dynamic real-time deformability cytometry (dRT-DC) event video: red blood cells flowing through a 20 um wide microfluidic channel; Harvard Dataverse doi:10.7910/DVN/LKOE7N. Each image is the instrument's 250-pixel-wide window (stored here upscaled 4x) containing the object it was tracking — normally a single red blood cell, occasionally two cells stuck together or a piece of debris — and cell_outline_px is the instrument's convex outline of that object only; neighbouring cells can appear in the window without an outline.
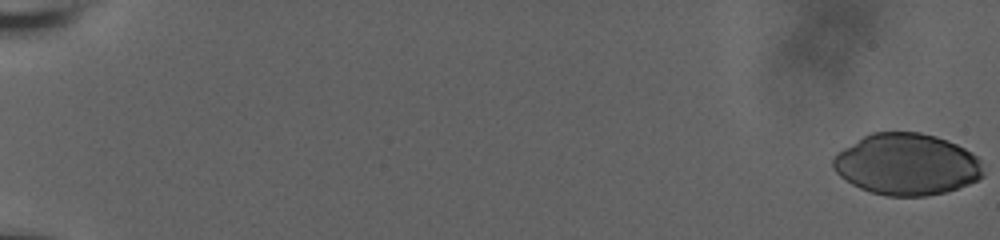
{"species": "human", "species_latin": "Homo sapiens", "temperature_condition": "room temperature", "stored_images_in_passage": 17, "camera_frame_rate_fps": 3000, "um_per_image_px": 0.085, "donor": {"sex": "male"}, "frame": {"image": 1, "passage_image": 1, "time_ms": 0.0, "image_size_px": [1000, 240], "cell_outline_px": [[984, 176], [968, 184], [944, 192], [924, 196], [888, 196], [872, 192], [860, 188], [852, 184], [840, 176], [836, 172], [832, 164], [832, 160], [836, 152], [864, 136], [872, 132], [920, 132], [936, 136], [956, 144], [972, 152], [980, 160], [984, 172]], "centroid_in_image_um": [77.06, 13.96], "position_along_channel_um": 7.9, "area_um2": 53.75}}
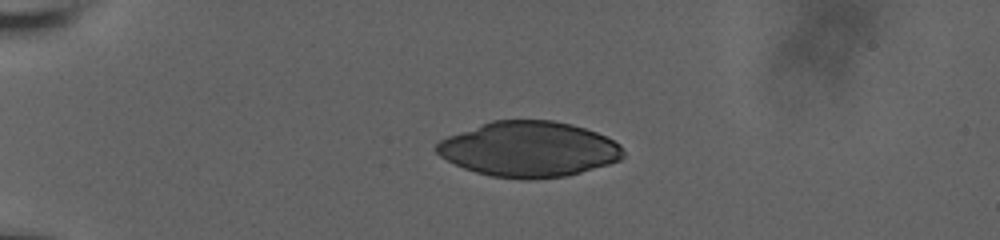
{"frame": {"image": 2, "passage_image": 10, "time_ms": 5.333, "image_size_px": [1000, 240], "cell_outline_px": [[624, 156], [620, 160], [608, 164], [568, 176], [528, 180], [492, 176], [476, 172], [464, 168], [440, 156], [436, 152], [436, 144], [440, 140], [448, 136], [492, 120], [552, 120], [572, 124], [596, 132], [620, 144], [624, 152]], "centroid_in_image_um": [44.97, 12.68], "position_along_channel_um": 40.0, "area_um2": 60.05}}